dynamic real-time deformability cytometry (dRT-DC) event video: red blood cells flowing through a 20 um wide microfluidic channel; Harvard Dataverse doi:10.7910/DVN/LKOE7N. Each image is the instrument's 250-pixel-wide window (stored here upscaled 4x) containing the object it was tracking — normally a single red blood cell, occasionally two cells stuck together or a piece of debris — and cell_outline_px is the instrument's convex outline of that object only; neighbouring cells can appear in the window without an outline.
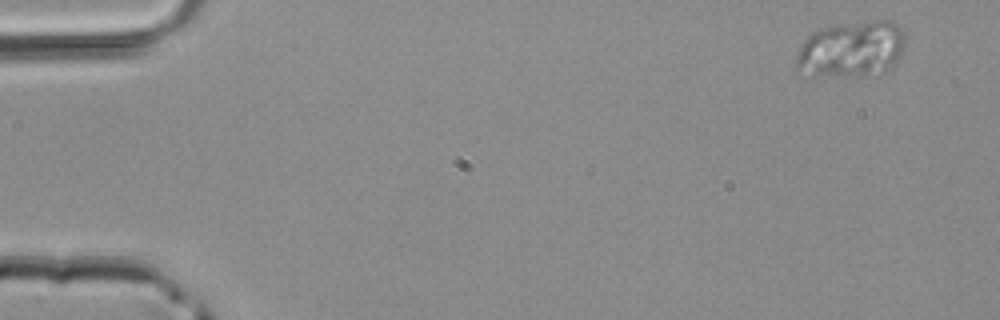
{"species": "common noctule bat (a hibernating species)", "species_latin": "Nyctalus noctula", "temperature_condition": "room temperature", "stored_images_in_passage": 3, "camera_frame_rate_fps": 3000, "um_per_image_px": 0.085, "animal": {"sex": "male", "body_mass_g": 20.4}, "frame": {"image": 1, "passage_image": 1, "time_ms": 0.0, "image_size_px": [1000, 320], "cell_outline_px": [[904, 44], [900, 56], [892, 68], [884, 72], [856, 76], [816, 72], [792, 68], [792, 64], [804, 40], [812, 32], [824, 28], [840, 24], [872, 20], [888, 20], [896, 24], [904, 32]], "centroid_in_image_um": [72.42, 4.14], "position_along_channel_um": 12.6, "area_um2": 35.08}}
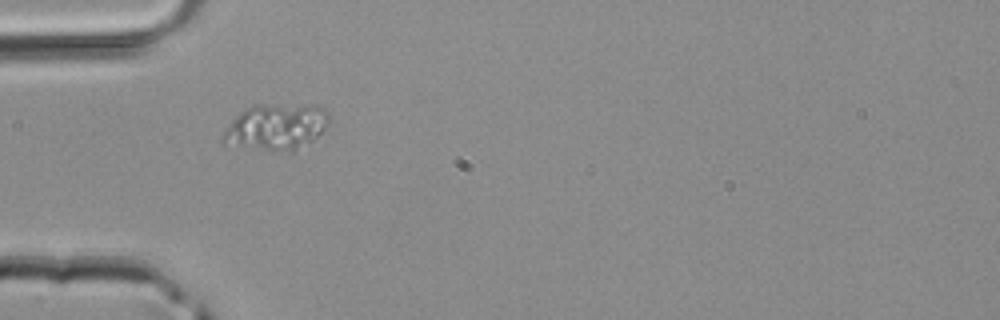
{"frame": {"image": 2, "passage_image": 3, "time_ms": 0.667, "image_size_px": [1000, 320], "cell_outline_px": [[328, 124], [312, 140], [296, 152], [288, 152], [260, 148], [220, 140], [224, 132], [232, 120], [240, 112], [252, 104], [316, 104], [324, 108], [328, 112]], "centroid_in_image_um": [23.55, 10.73], "position_along_channel_um": 61.4, "area_um2": 28.21}}